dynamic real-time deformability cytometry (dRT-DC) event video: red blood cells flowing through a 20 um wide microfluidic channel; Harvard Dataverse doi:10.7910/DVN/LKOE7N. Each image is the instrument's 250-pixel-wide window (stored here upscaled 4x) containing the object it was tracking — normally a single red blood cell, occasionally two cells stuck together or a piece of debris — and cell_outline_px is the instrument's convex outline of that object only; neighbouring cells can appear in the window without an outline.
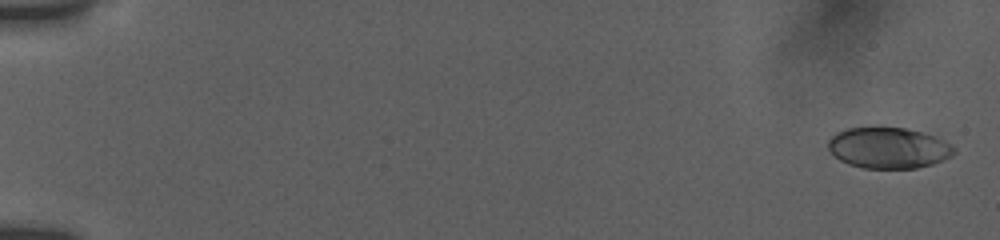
{"species": "human", "species_latin": "Homo sapiens", "temperature_condition": "room temperature", "stored_images_in_passage": 20, "camera_frame_rate_fps": 3000, "um_per_image_px": 0.085, "donor": {"sex": "female"}, "frame": {"image": 1, "passage_image": 2, "time_ms": 0.333, "image_size_px": [1000, 240], "cell_outline_px": [[956, 152], [952, 156], [932, 164], [916, 168], [864, 168], [848, 164], [840, 160], [828, 148], [828, 140], [836, 132], [848, 128], [904, 128], [924, 132], [936, 136], [952, 144], [956, 148]], "centroid_in_image_um": [75.56, 12.57], "position_along_channel_um": 9.4, "area_um2": 30.06}}
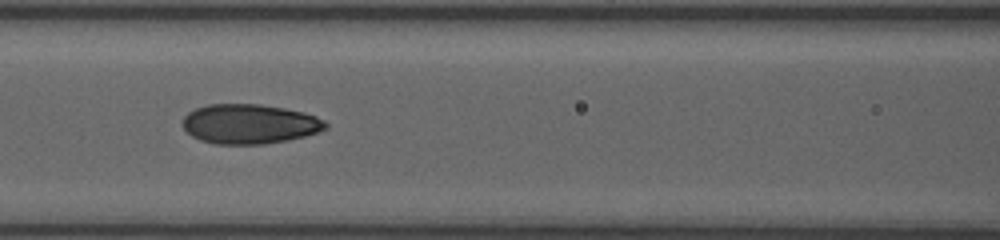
{"frame": {"image": 2, "passage_image": 15, "time_ms": 8.667, "image_size_px": [1000, 240], "cell_outline_px": [[328, 128], [304, 136], [288, 140], [264, 144], [216, 144], [200, 140], [192, 136], [180, 124], [184, 116], [188, 112], [196, 108], [208, 104], [260, 104], [284, 108], [304, 112], [316, 116], [324, 120], [328, 124]], "centroid_in_image_um": [21.19, 10.53], "position_along_channel_um": 145.4, "area_um2": 33.18}}
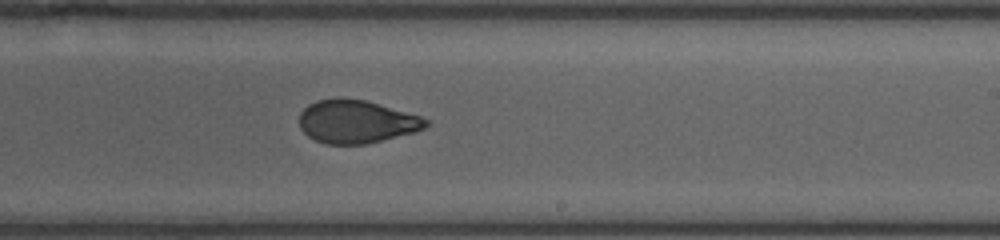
{"frame": {"image": 3, "passage_image": 20, "time_ms": 11.667, "image_size_px": [1000, 240], "cell_outline_px": [[428, 124], [424, 128], [412, 132], [364, 144], [324, 144], [308, 136], [300, 128], [300, 112], [308, 104], [316, 100], [364, 100], [420, 116], [428, 120]], "centroid_in_image_um": [30.26, 10.36], "position_along_channel_um": 258.7, "area_um2": 30.87}}